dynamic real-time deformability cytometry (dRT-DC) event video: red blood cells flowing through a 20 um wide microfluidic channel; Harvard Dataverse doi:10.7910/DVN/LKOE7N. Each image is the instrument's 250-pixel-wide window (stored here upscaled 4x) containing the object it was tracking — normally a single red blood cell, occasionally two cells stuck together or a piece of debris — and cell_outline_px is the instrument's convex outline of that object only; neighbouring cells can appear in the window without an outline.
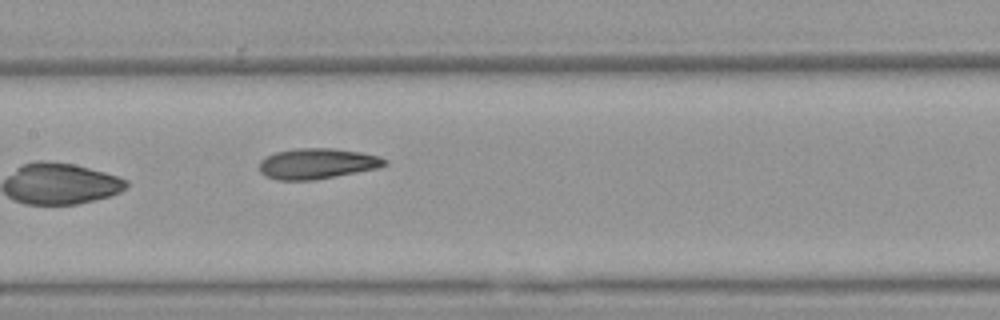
{"species": "Egyptian fruit bat (a non-hibernating species)", "species_latin": "Rousettus aegyptiacus", "temperature_condition": "warm", "stored_images_in_passage": 7, "camera_frame_rate_fps": 3000, "um_per_image_px": 0.085, "animal": {"sex": "female"}, "frame": {"image": 1, "passage_image": 7, "time_ms": 2.0, "image_size_px": [1000, 320], "cell_outline_px": [[388, 164], [380, 168], [312, 180], [276, 180], [264, 176], [260, 172], [260, 160], [264, 156], [276, 152], [296, 148], [336, 148], [360, 152], [380, 156], [388, 160]], "centroid_in_image_um": [26.96, 13.9], "position_along_channel_um": 180.4, "area_um2": 22.6}}